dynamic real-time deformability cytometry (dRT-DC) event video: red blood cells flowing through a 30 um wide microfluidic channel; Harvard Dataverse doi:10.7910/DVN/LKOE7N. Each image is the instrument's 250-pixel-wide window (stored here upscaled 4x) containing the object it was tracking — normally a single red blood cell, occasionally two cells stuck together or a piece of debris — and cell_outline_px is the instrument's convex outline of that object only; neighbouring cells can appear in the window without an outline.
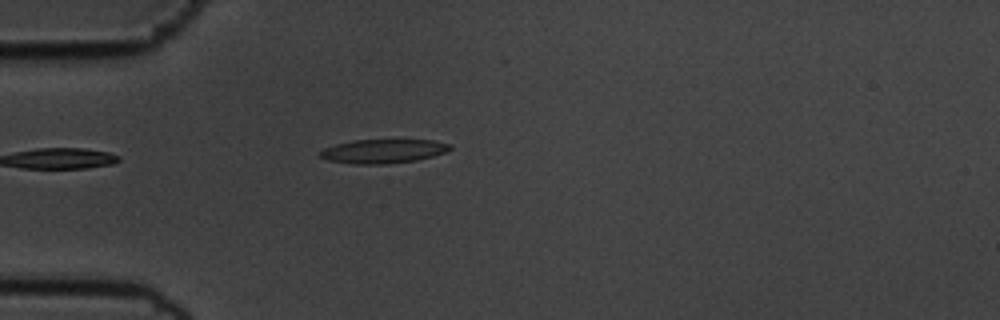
{"species": "common noctule bat (a hibernating species)", "species_latin": "Nyctalus noctula", "temperature_condition": "cold", "stored_images_in_passage": 42, "camera_frame_rate_fps": 3000, "um_per_image_px": 0.085, "animal": {"sex": "male", "body_mass_g": 19.5, "forearm_length_mm": 54.6}, "frame": {"image": 1, "passage_image": 1, "time_ms": 0.0, "image_size_px": [1000, 320], "cell_outline_px": [[452, 148], [444, 152], [432, 156], [416, 160], [388, 164], [352, 164], [328, 160], [320, 156], [320, 152], [324, 148], [336, 144], [352, 140], [432, 140], [452, 144]], "centroid_in_image_um": [32.57, 12.85], "position_along_channel_um": 52.4, "area_um2": 18.09}}
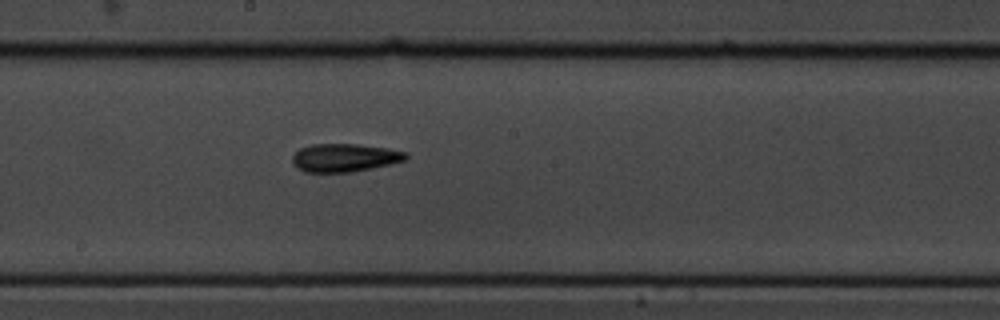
{"frame": {"image": 2, "passage_image": 16, "time_ms": 5.0, "image_size_px": [1000, 320], "cell_outline_px": [[408, 156], [404, 160], [372, 168], [352, 172], [304, 172], [296, 168], [292, 164], [292, 156], [300, 148], [312, 144], [356, 144], [388, 148], [408, 152]], "centroid_in_image_um": [29.26, 13.4], "position_along_channel_um": 218.9, "area_um2": 18.67}}
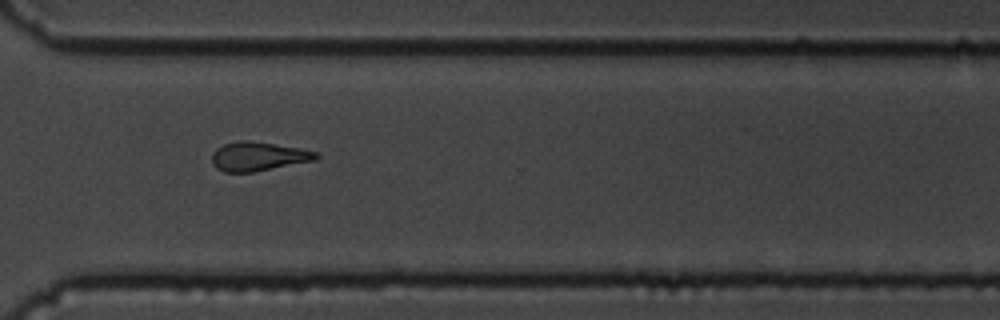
{"frame": {"image": 3, "passage_image": 27, "time_ms": 8.667, "image_size_px": [1000, 320], "cell_outline_px": [[320, 156], [316, 160], [252, 172], [224, 172], [216, 168], [212, 164], [212, 152], [216, 148], [224, 144], [240, 140], [248, 140], [276, 144], [300, 148], [320, 152]], "centroid_in_image_um": [21.96, 13.29], "position_along_channel_um": 348.6, "area_um2": 17.74}, "authors_computed_cell_mechanics": {"area_um2": 17.9758, "velocity_mm_per_s": 3.5394, "shape_relaxation_time_tau1_ms": 5.8807, "shape_relaxation_time_tau2_ms": 5.4922, "deformation_change_tau1": 0.1504, "deformation_change_tau2": 0.1503}}